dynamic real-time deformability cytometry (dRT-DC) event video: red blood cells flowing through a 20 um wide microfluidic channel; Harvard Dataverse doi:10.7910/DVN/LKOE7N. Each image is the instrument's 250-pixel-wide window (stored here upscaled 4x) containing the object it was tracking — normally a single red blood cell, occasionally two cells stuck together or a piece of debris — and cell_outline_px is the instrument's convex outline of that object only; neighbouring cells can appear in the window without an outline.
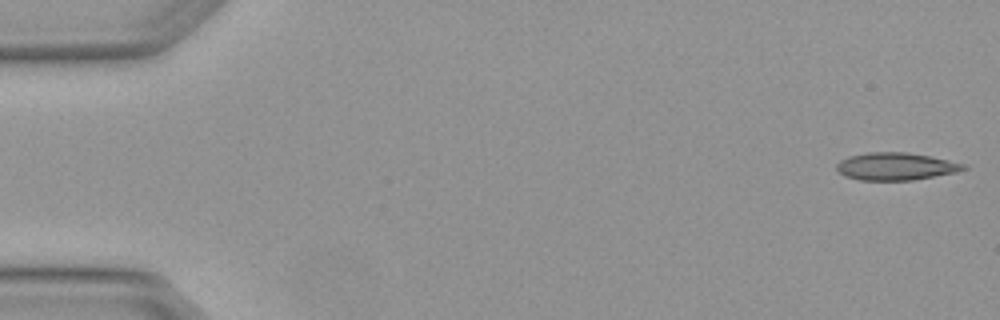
{"species": "Egyptian fruit bat (a non-hibernating species)", "species_latin": "Rousettus aegyptiacus", "temperature_condition": "warm", "stored_images_in_passage": 4, "camera_frame_rate_fps": 3000, "um_per_image_px": 0.085, "animal": {"sex": "female"}, "frame": {"image": 1, "passage_image": 1, "time_ms": 0.0, "image_size_px": [1000, 320], "cell_outline_px": [[968, 168], [956, 172], [912, 180], [860, 180], [844, 176], [836, 168], [836, 164], [840, 160], [848, 156], [868, 152], [908, 152], [968, 164]], "centroid_in_image_um": [76.13, 14.14], "position_along_channel_um": 8.9, "area_um2": 20.35}}